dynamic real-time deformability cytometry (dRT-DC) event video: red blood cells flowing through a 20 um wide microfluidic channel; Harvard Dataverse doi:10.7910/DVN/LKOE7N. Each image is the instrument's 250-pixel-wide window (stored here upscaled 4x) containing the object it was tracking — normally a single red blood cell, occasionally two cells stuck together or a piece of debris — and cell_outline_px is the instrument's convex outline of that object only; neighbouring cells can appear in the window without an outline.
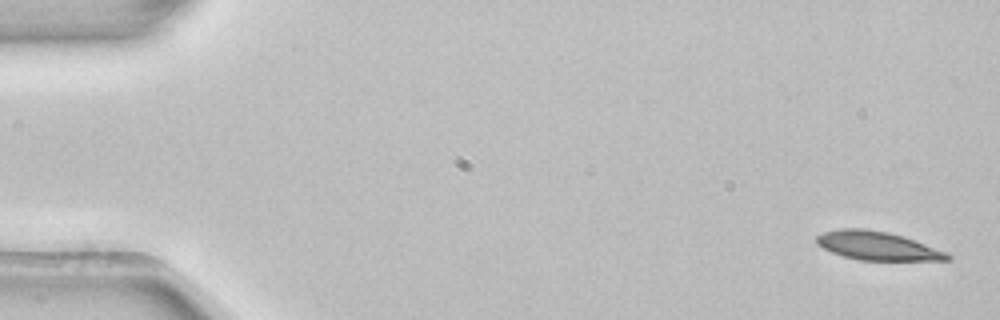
{"species": "common noctule bat (a hibernating species)", "species_latin": "Nyctalus noctula", "temperature_condition": "room temperature", "stored_images_in_passage": 4, "camera_frame_rate_fps": 3000, "um_per_image_px": 0.085, "animal": {"sex": "female", "body_mass_g": 22.7, "forearm_length_mm": 54.2}, "frame": {"image": 1, "passage_image": 1, "time_ms": 0.0, "image_size_px": [1000, 320], "cell_outline_px": [[952, 260], [860, 260], [844, 256], [832, 252], [816, 244], [816, 236], [824, 232], [840, 228], [864, 228], [888, 232], [904, 236], [948, 252], [952, 256]], "centroid_in_image_um": [74.6, 20.89], "position_along_channel_um": 10.4, "area_um2": 21.85}}